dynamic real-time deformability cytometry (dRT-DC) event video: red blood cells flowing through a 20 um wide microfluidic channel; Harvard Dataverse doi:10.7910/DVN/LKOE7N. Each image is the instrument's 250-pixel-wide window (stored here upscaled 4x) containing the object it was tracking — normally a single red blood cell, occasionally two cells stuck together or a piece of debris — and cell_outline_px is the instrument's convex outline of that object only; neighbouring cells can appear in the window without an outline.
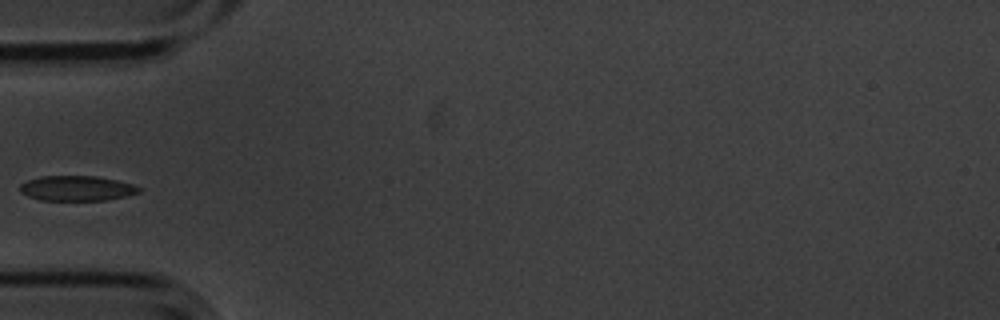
{"species": "common noctule bat (a hibernating species)", "species_latin": "Nyctalus noctula", "temperature_condition": "cold", "stored_images_in_passage": 39, "camera_frame_rate_fps": 3000, "um_per_image_px": 0.085, "animal": {"sex": "male", "body_mass_g": 20.1, "forearm_length_mm": 53.5}, "frame": {"image": 1, "passage_image": 1, "time_ms": 0.0, "image_size_px": [1000, 320], "cell_outline_px": [[140, 192], [108, 200], [40, 200], [28, 196], [20, 192], [20, 184], [28, 180], [40, 176], [96, 176], [116, 180], [132, 184], [140, 188]], "centroid_in_image_um": [6.5, 16.0], "position_along_channel_um": 78.5, "area_um2": 17.28}}
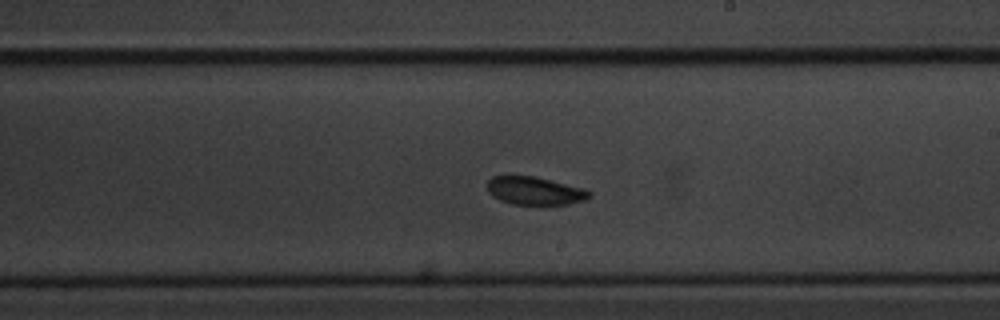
{"frame": {"image": 2, "passage_image": 15, "time_ms": 4.667, "image_size_px": [1000, 320], "cell_outline_px": [[592, 196], [584, 200], [568, 204], [544, 208], [540, 208], [512, 204], [500, 200], [492, 196], [488, 192], [488, 180], [492, 176], [536, 176], [584, 188], [592, 192]], "centroid_in_image_um": [45.5, 16.27], "position_along_channel_um": 243.5, "area_um2": 17.57}}
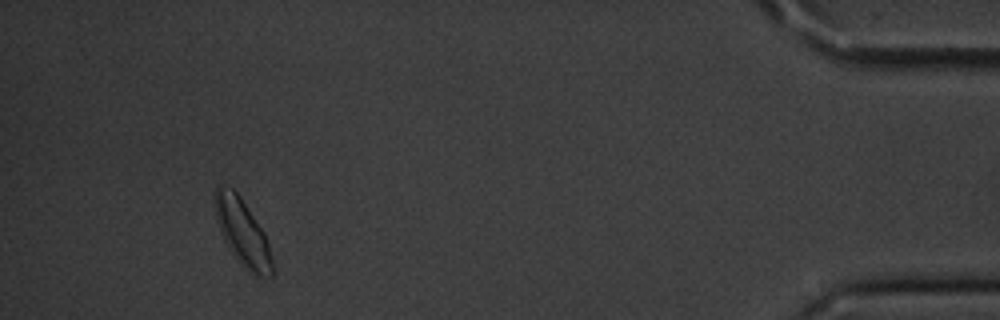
{"frame": {"image": 3, "passage_image": 35, "time_ms": 11.333, "image_size_px": [1000, 320], "cell_outline_px": [[272, 276], [252, 276], [232, 256], [220, 232], [216, 220], [216, 188], [220, 184], [232, 188], [240, 196], [264, 232], [268, 244], [272, 260]], "centroid_in_image_um": [20.61, 19.8], "position_along_channel_um": 414.6, "area_um2": 22.14}}